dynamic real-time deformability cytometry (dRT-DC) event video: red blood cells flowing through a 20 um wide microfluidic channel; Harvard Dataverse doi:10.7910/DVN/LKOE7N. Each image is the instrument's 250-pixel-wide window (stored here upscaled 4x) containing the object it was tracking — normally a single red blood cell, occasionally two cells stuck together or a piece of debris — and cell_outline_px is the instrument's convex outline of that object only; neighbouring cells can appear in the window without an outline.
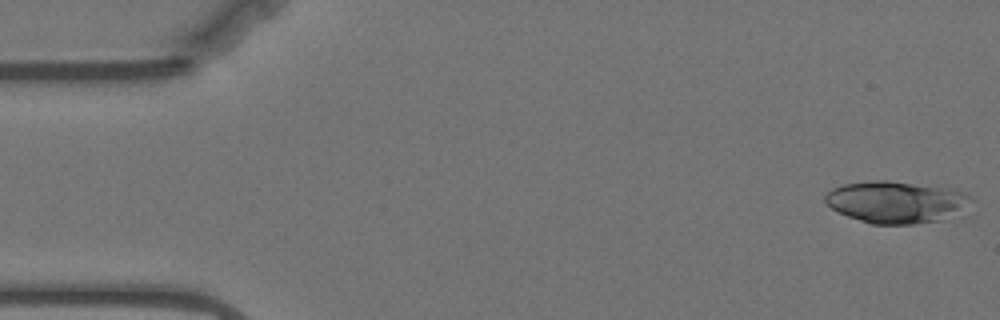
{"species": "Egyptian fruit bat (a non-hibernating species)", "species_latin": "Rousettus aegyptiacus", "temperature_condition": "warm", "stored_images_in_passage": 56, "camera_frame_rate_fps": 3000, "um_per_image_px": 0.085, "animal": {"sex": "female"}, "frame": {"image": 1, "passage_image": 1, "time_ms": 0.0, "image_size_px": [1000, 320], "cell_outline_px": [[968, 196], [956, 208], [940, 220], [916, 224], [872, 224], [848, 216], [832, 208], [824, 200], [824, 196], [832, 188], [844, 184], [872, 180], [888, 180], [952, 188]], "centroid_in_image_um": [75.97, 17.15], "position_along_channel_um": 9.0, "area_um2": 34.28}}
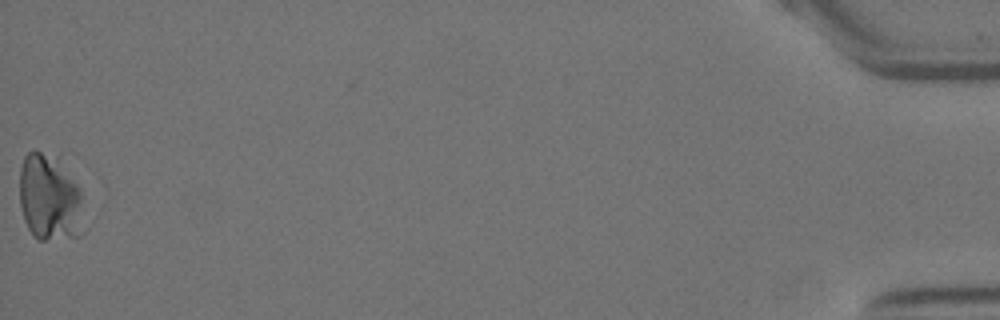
{"frame": {"image": 2, "passage_image": 56, "time_ms": 18.333, "image_size_px": [1000, 320], "cell_outline_px": [[92, 224], [80, 236], [44, 240], [40, 240], [32, 236], [24, 220], [20, 204], [20, 168], [24, 156], [28, 152], [36, 148], [56, 156], [76, 184], [80, 192]], "centroid_in_image_um": [4.31, 16.87], "position_along_channel_um": 430.9, "area_um2": 34.04}}